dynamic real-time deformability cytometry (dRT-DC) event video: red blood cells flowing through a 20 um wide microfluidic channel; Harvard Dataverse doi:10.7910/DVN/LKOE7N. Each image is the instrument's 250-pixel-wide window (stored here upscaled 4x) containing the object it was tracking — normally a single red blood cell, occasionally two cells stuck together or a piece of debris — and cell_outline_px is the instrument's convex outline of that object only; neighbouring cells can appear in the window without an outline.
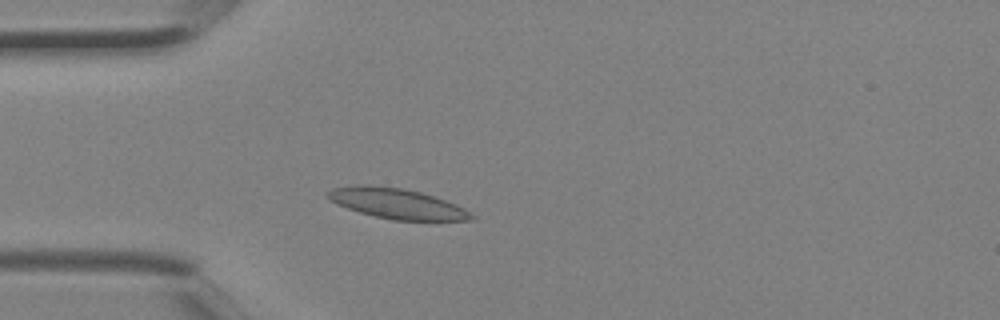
{"species": "Egyptian fruit bat (a non-hibernating species)", "species_latin": "Rousettus aegyptiacus", "temperature_condition": "room temperature", "stored_images_in_passage": 4, "camera_frame_rate_fps": 3000, "um_per_image_px": 0.085, "animal": {"sex": "female"}, "frame": {"image": 1, "passage_image": 4, "time_ms": 1.0, "image_size_px": [1000, 320], "cell_outline_px": [[476, 220], [392, 220], [360, 212], [336, 204], [328, 200], [324, 192], [332, 188], [356, 184], [368, 184], [404, 188], [420, 192], [456, 204], [464, 208], [476, 216]], "centroid_in_image_um": [33.69, 17.29], "position_along_channel_um": 51.3, "area_um2": 25.55}}